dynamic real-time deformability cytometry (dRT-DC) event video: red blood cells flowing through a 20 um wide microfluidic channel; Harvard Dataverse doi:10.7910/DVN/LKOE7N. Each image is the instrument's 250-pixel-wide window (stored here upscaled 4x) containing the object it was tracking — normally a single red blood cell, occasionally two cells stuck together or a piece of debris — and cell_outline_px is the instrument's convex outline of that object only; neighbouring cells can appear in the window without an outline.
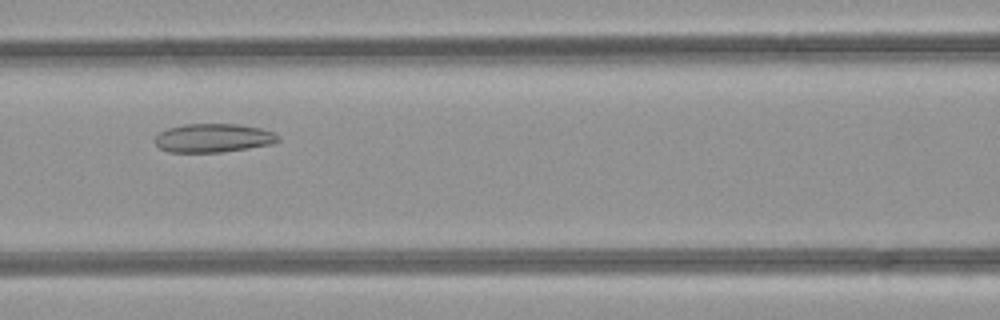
{"species": "common noctule bat (a hibernating species)", "species_latin": "Nyctalus noctula", "temperature_condition": "room temperature", "stored_images_in_passage": 26, "camera_frame_rate_fps": 3000, "um_per_image_px": 0.085, "animal": {"sex": "female", "body_mass_g": 21.9}, "frame": {"image": 1, "passage_image": 19, "time_ms": 6.0, "image_size_px": [1000, 320], "cell_outline_px": [[280, 140], [272, 144], [248, 148], [220, 152], [168, 152], [160, 148], [152, 140], [160, 132], [168, 128], [184, 124], [240, 124], [260, 128], [272, 132], [280, 136]], "centroid_in_image_um": [18.12, 11.73], "position_along_channel_um": 148.5, "area_um2": 20.63}}
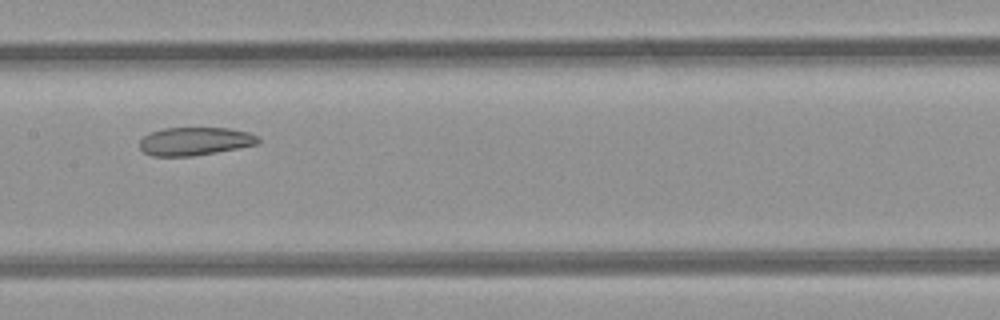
{"frame": {"image": 2, "passage_image": 22, "time_ms": 7.0, "image_size_px": [1000, 320], "cell_outline_px": [[260, 140], [256, 144], [216, 152], [192, 156], [152, 156], [144, 152], [140, 148], [140, 140], [144, 136], [152, 132], [164, 128], [228, 128], [248, 132], [256, 136]], "centroid_in_image_um": [16.53, 12.01], "position_along_channel_um": 190.9, "area_um2": 19.19}}